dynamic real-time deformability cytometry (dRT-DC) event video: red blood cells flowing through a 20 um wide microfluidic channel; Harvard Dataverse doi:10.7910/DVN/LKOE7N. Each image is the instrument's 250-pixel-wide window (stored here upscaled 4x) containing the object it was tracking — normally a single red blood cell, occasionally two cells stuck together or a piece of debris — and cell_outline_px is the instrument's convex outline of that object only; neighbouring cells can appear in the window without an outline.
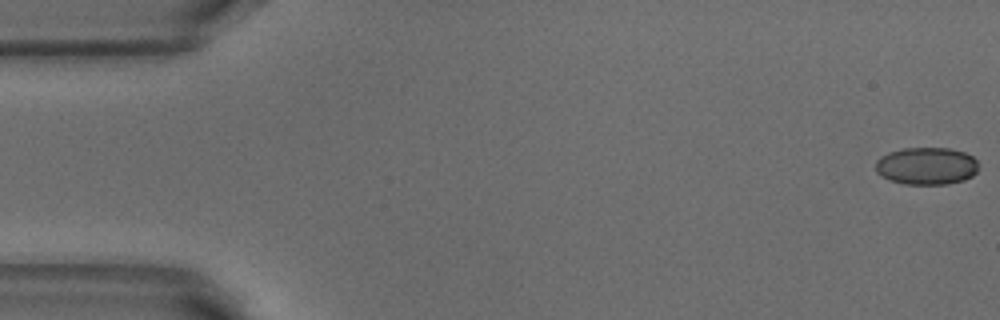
{"species": "common noctule bat (a hibernating species)", "species_latin": "Nyctalus noctula", "temperature_condition": "warm", "stored_images_in_passage": 10, "camera_frame_rate_fps": 3000, "um_per_image_px": 0.085, "animal": {"sex": "male", "body_mass_g": 18.8}, "frame": {"image": 1, "passage_image": 1, "time_ms": 0.0, "image_size_px": [1000, 320], "cell_outline_px": [[976, 172], [972, 176], [964, 180], [948, 184], [904, 184], [892, 180], [876, 172], [876, 160], [880, 156], [888, 152], [904, 148], [948, 148], [964, 152], [972, 156], [976, 160]], "centroid_in_image_um": [78.74, 14.1], "position_along_channel_um": 6.3, "area_um2": 22.31}}